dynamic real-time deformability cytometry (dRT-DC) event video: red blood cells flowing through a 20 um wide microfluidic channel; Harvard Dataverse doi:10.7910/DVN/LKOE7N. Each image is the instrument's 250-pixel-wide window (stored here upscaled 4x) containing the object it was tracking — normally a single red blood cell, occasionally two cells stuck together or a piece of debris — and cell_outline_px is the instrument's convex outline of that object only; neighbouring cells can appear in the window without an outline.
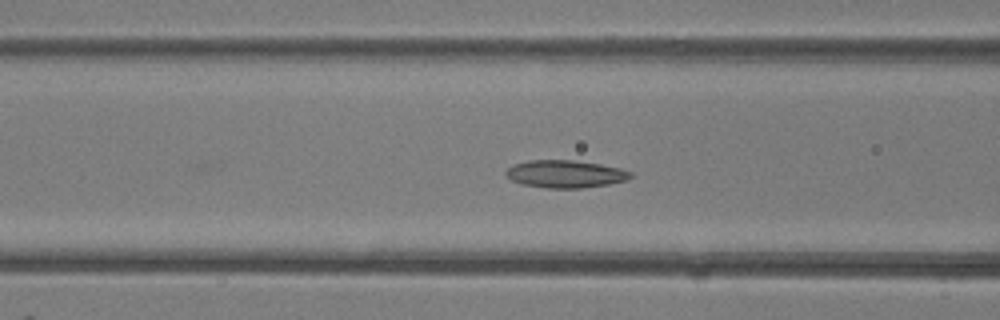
{"species": "common noctule bat (a hibernating species)", "species_latin": "Nyctalus noctula", "temperature_condition": "room temperature", "stored_images_in_passage": 27, "camera_frame_rate_fps": 3000, "um_per_image_px": 0.085, "animal": {"sex": "female"}, "frame": {"image": 1, "passage_image": 12, "time_ms": 3.667, "image_size_px": [1000, 320], "cell_outline_px": [[632, 176], [628, 180], [608, 184], [580, 188], [548, 188], [520, 184], [512, 180], [504, 172], [512, 164], [528, 160], [572, 160], [600, 164], [620, 168], [632, 172]], "centroid_in_image_um": [48.04, 14.78], "position_along_channel_um": 118.6, "area_um2": 20.06}}
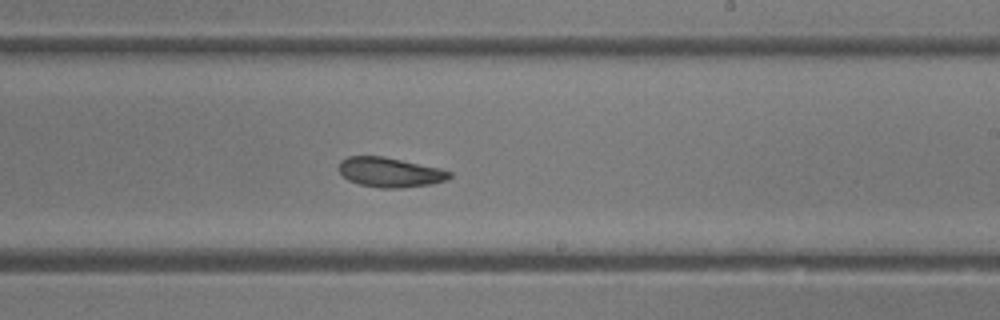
{"frame": {"image": 2, "passage_image": 20, "time_ms": 6.333, "image_size_px": [1000, 320], "cell_outline_px": [[452, 176], [448, 180], [432, 184], [404, 188], [380, 188], [360, 184], [348, 180], [340, 172], [340, 160], [348, 156], [384, 156], [440, 168], [452, 172]], "centroid_in_image_um": [33.19, 14.65], "position_along_channel_um": 255.8, "area_um2": 19.25}}
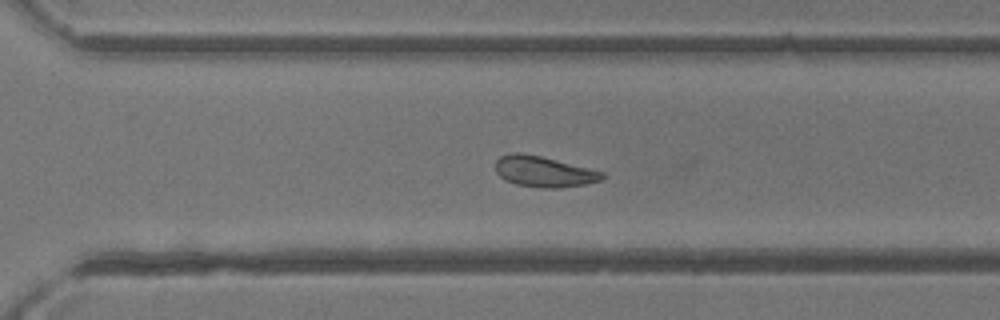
{"frame": {"image": 3, "passage_image": 24, "time_ms": 7.667, "image_size_px": [1000, 320], "cell_outline_px": [[604, 176], [600, 180], [584, 184], [560, 188], [540, 188], [516, 184], [504, 180], [496, 172], [496, 160], [500, 156], [512, 152], [520, 152], [540, 156], [604, 172]], "centroid_in_image_um": [46.18, 14.59], "position_along_channel_um": 324.4, "area_um2": 19.02}}